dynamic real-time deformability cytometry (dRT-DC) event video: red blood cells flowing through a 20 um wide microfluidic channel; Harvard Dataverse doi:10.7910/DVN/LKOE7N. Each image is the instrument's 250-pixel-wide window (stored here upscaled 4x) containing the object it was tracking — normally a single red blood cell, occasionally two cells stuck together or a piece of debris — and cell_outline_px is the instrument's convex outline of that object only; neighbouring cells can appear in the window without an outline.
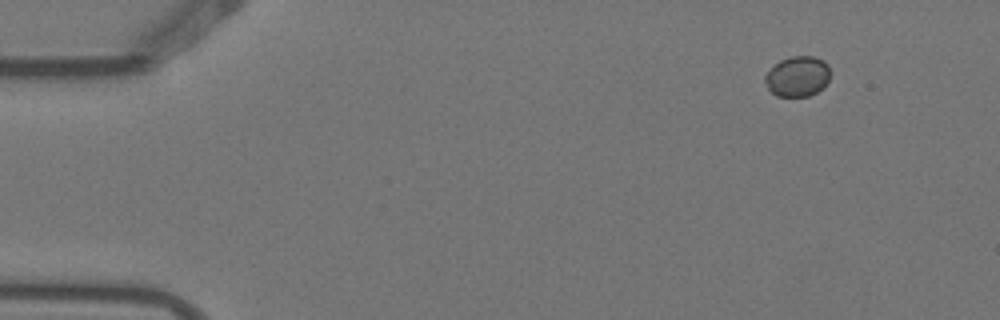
{"species": "Egyptian fruit bat (a non-hibernating species)", "species_latin": "Rousettus aegyptiacus", "temperature_condition": "warm", "stored_images_in_passage": 4, "camera_frame_rate_fps": 3000, "um_per_image_px": 0.085, "animal": {"sex": "female"}, "frame": {"image": 1, "passage_image": 1, "time_ms": 0.0, "image_size_px": [1000, 320], "cell_outline_px": [[828, 80], [816, 92], [808, 96], [776, 96], [768, 88], [764, 80], [764, 76], [780, 60], [792, 56], [812, 56], [824, 60], [828, 64]], "centroid_in_image_um": [67.77, 6.48], "position_along_channel_um": 17.2, "area_um2": 15.03}}
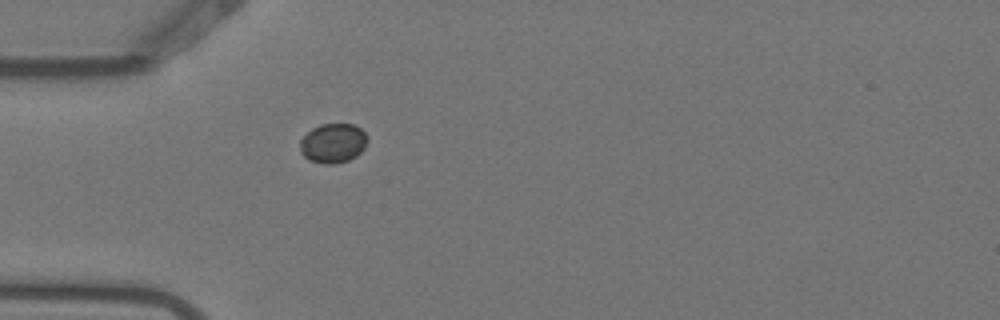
{"frame": {"image": 2, "passage_image": 4, "time_ms": 1.0, "image_size_px": [1000, 320], "cell_outline_px": [[368, 140], [364, 148], [356, 156], [348, 160], [332, 164], [324, 164], [308, 160], [300, 152], [300, 140], [312, 128], [320, 124], [352, 124], [360, 128], [368, 136]], "centroid_in_image_um": [28.3, 12.17], "position_along_channel_um": 56.7, "area_um2": 15.55}}